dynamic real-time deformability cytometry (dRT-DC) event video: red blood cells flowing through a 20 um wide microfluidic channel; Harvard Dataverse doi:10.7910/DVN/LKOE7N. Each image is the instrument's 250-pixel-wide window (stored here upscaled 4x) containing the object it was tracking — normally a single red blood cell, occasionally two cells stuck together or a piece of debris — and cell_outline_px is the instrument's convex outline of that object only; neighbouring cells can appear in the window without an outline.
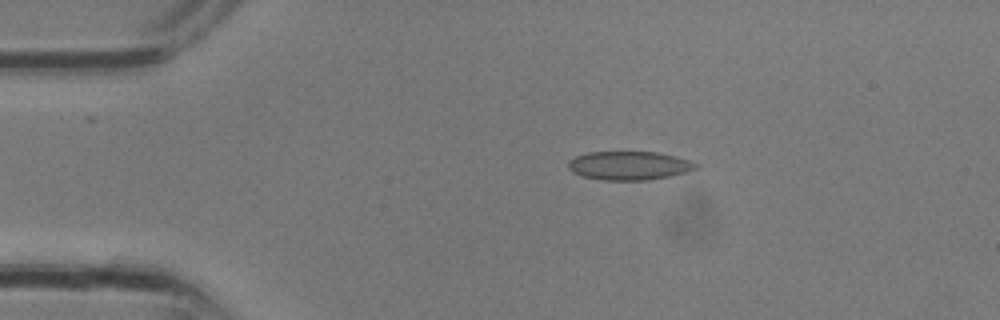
{"species": "common noctule bat (a hibernating species)", "species_latin": "Nyctalus noctula", "temperature_condition": "room temperature", "stored_images_in_passage": 7, "camera_frame_rate_fps": 3000, "um_per_image_px": 0.085, "animal": {"sex": "male", "body_mass_g": 13.3}, "frame": {"image": 1, "passage_image": 2, "time_ms": 0.333, "image_size_px": [1000, 320], "cell_outline_px": [[700, 168], [668, 176], [648, 180], [604, 180], [584, 176], [572, 172], [568, 168], [568, 160], [576, 156], [588, 152], [656, 152], [676, 156], [700, 164]], "centroid_in_image_um": [53.48, 14.07], "position_along_channel_um": 31.5, "area_um2": 21.27}}
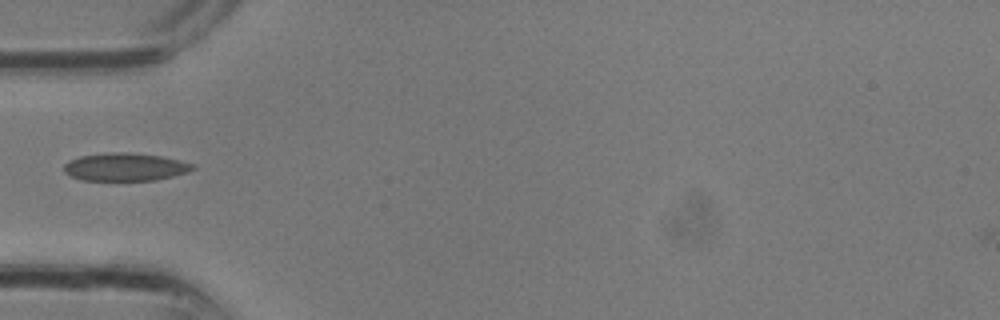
{"frame": {"image": 2, "passage_image": 6, "time_ms": 1.667, "image_size_px": [1000, 320], "cell_outline_px": [[196, 168], [188, 172], [156, 180], [80, 180], [64, 172], [64, 164], [80, 156], [112, 152], [128, 152], [160, 156], [180, 160], [196, 164]], "centroid_in_image_um": [10.68, 14.19], "position_along_channel_um": 74.3, "area_um2": 20.87}}